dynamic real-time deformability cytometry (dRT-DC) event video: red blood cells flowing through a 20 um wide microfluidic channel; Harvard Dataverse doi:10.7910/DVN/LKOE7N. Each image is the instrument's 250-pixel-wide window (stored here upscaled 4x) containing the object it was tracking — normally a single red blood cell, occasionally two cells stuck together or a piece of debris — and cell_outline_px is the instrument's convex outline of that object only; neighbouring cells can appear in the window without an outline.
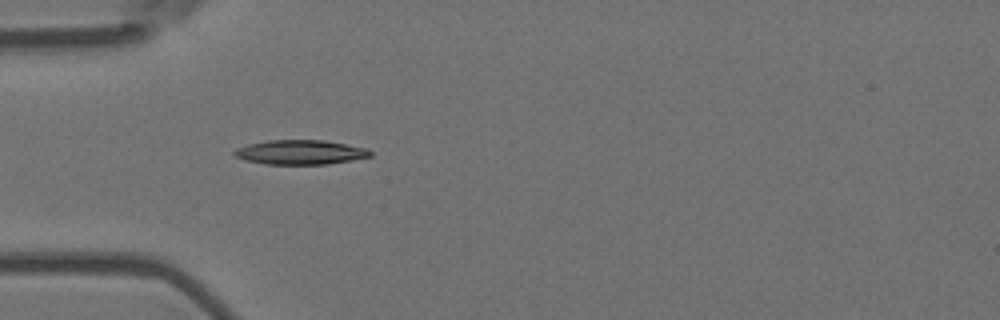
{"species": "Egyptian fruit bat (a non-hibernating species)", "species_latin": "Rousettus aegyptiacus", "temperature_condition": "room temperature", "stored_images_in_passage": 5, "camera_frame_rate_fps": 3000, "um_per_image_px": 0.085, "animal": {"sex": "female"}, "frame": {"image": 1, "passage_image": 5, "time_ms": 1.333, "image_size_px": [1000, 320], "cell_outline_px": [[372, 156], [352, 160], [328, 164], [264, 164], [244, 160], [236, 156], [232, 152], [236, 148], [248, 144], [268, 140], [324, 140], [368, 148], [372, 152]], "centroid_in_image_um": [25.53, 12.94], "position_along_channel_um": 59.5, "area_um2": 19.48}}